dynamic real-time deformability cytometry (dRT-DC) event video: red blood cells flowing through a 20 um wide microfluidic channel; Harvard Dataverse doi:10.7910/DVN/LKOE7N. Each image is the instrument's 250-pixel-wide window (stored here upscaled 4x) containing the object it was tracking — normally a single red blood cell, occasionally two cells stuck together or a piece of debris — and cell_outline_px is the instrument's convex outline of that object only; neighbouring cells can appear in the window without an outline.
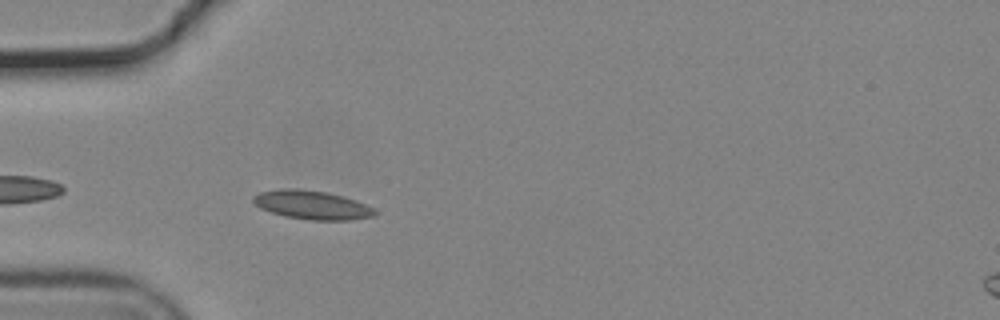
{"species": "common noctule bat (a hibernating species)", "species_latin": "Nyctalus noctula", "temperature_condition": "cold", "stored_images_in_passage": 14, "camera_frame_rate_fps": 3000, "um_per_image_px": 0.085, "animal": {"sex": "male", "body_mass_g": 19.2, "forearm_length_mm": 51.8}, "frame": {"image": 1, "passage_image": 3, "time_ms": 0.667, "image_size_px": [1000, 320], "cell_outline_px": [[376, 216], [352, 220], [312, 220], [284, 216], [260, 208], [252, 200], [252, 196], [260, 192], [280, 188], [296, 188], [324, 192], [344, 196], [376, 208]], "centroid_in_image_um": [26.54, 17.42], "position_along_channel_um": 58.5, "area_um2": 20.46}}
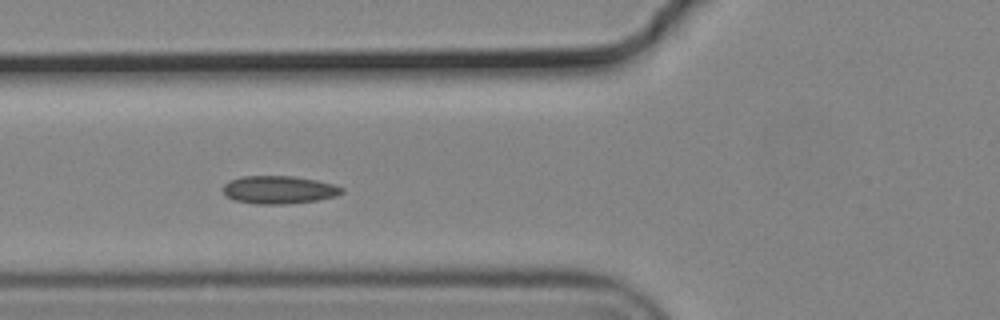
{"frame": {"image": 2, "passage_image": 7, "time_ms": 2.0, "image_size_px": [1000, 320], "cell_outline_px": [[344, 192], [336, 196], [316, 200], [288, 204], [256, 204], [236, 200], [224, 196], [224, 184], [228, 180], [244, 176], [292, 176], [316, 180], [332, 184], [344, 188]], "centroid_in_image_um": [23.7, 16.13], "position_along_channel_um": 102.1, "area_um2": 19.31}}
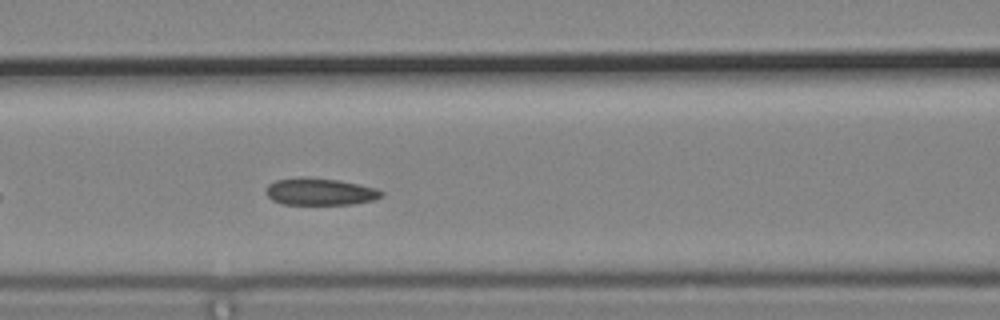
{"frame": {"image": 3, "passage_image": 10, "time_ms": 3.0, "image_size_px": [1000, 320], "cell_outline_px": [[384, 196], [372, 200], [352, 204], [284, 204], [272, 200], [264, 192], [268, 184], [276, 180], [340, 180], [376, 188], [384, 192]], "centroid_in_image_um": [27.25, 16.34], "position_along_channel_um": 139.4, "area_um2": 17.4}}